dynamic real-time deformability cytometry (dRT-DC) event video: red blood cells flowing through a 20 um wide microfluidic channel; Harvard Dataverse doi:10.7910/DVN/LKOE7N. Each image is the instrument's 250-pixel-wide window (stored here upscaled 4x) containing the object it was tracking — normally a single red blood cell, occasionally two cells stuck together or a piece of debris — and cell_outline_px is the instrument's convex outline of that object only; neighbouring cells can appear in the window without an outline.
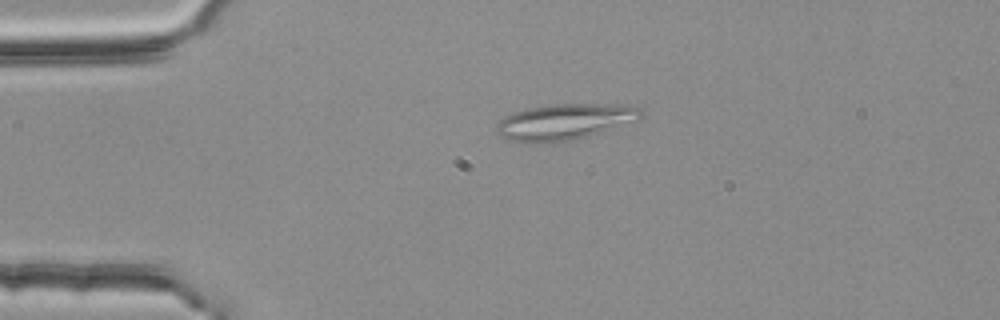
{"species": "common noctule bat (a hibernating species)", "species_latin": "Nyctalus noctula", "temperature_condition": "room temperature", "stored_images_in_passage": 54, "camera_frame_rate_fps": 3000, "um_per_image_px": 0.085, "animal": {"sex": "female", "body_mass_g": 25.1}, "frame": {"image": 1, "passage_image": 12, "time_ms": 3.667, "image_size_px": [1000, 320], "cell_outline_px": [[644, 116], [640, 120], [588, 136], [572, 140], [540, 144], [524, 144], [500, 136], [496, 132], [496, 124], [500, 120], [524, 108], [548, 104], [632, 104], [640, 108], [644, 112]], "centroid_in_image_um": [48.04, 10.35], "position_along_channel_um": 37.0, "area_um2": 30.98}}
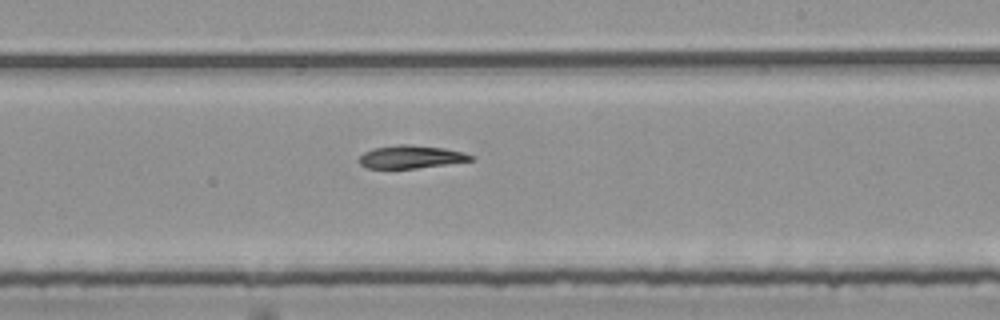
{"frame": {"image": 2, "passage_image": 32, "time_ms": 10.333, "image_size_px": [1000, 320], "cell_outline_px": [[476, 160], [416, 168], [368, 168], [360, 164], [356, 160], [364, 152], [372, 148], [400, 144], [412, 144], [444, 148], [464, 152], [476, 156]], "centroid_in_image_um": [34.95, 13.32], "position_along_channel_um": 254.0, "area_um2": 15.14}}
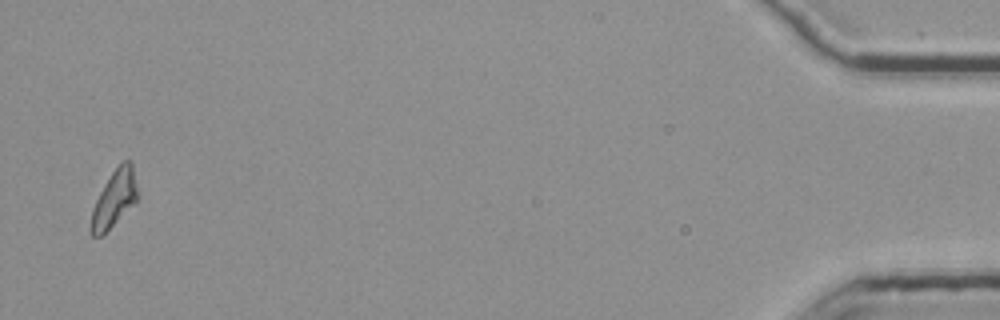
{"frame": {"image": 3, "passage_image": 53, "time_ms": 17.333, "image_size_px": [1000, 320], "cell_outline_px": [[136, 204], [100, 236], [92, 236], [92, 208], [104, 184], [112, 172], [124, 160], [128, 160], [132, 164], [136, 184]], "centroid_in_image_um": [9.73, 16.88], "position_along_channel_um": 425.5, "area_um2": 14.85}}